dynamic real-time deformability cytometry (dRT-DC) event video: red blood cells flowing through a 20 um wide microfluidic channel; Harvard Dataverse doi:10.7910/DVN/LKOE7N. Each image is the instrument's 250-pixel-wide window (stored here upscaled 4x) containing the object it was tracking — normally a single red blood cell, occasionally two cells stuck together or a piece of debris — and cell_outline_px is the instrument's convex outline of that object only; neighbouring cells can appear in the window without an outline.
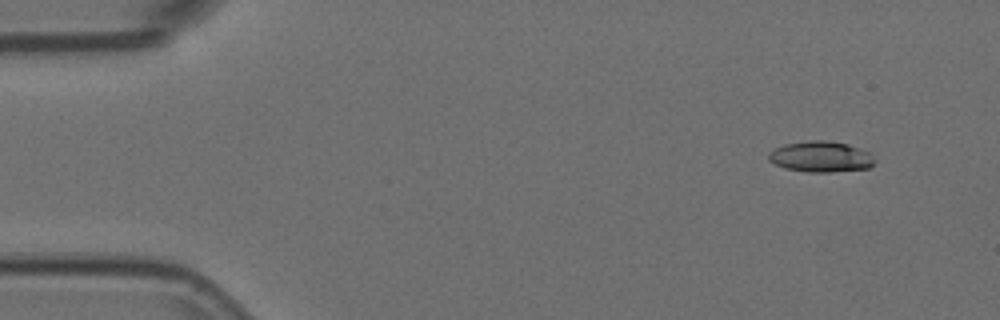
{"species": "Egyptian fruit bat (a non-hibernating species)", "species_latin": "Rousettus aegyptiacus", "temperature_condition": "room temperature", "stored_images_in_passage": 4, "camera_frame_rate_fps": 3000, "um_per_image_px": 0.085, "animal": {"sex": "female"}, "frame": {"image": 1, "passage_image": 1, "time_ms": 0.0, "image_size_px": [1000, 320], "cell_outline_px": [[876, 160], [868, 168], [828, 172], [808, 172], [784, 168], [768, 160], [768, 152], [784, 144], [808, 140], [828, 140], [848, 144], [872, 152]], "centroid_in_image_um": [69.79, 13.3], "position_along_channel_um": 15.2, "area_um2": 19.25}}